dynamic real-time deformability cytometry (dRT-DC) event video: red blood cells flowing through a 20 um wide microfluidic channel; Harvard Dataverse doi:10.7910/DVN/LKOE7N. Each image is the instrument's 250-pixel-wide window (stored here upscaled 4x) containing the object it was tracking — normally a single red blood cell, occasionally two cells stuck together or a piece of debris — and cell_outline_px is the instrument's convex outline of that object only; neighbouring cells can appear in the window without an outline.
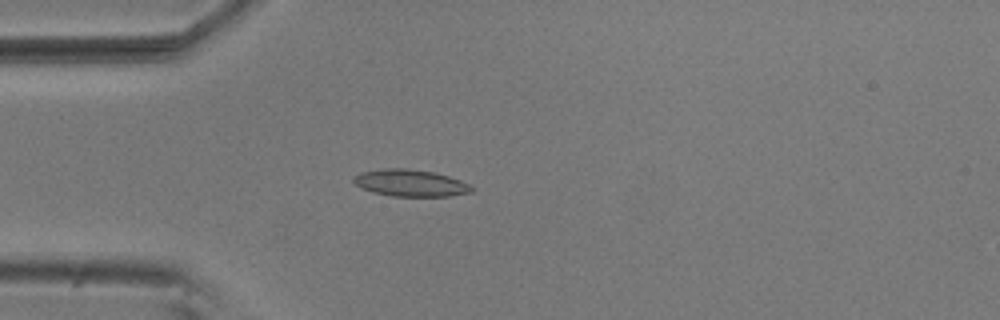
{"species": "common noctule bat (a hibernating species)", "species_latin": "Nyctalus noctula", "temperature_condition": "room temperature", "stored_images_in_passage": 1, "camera_frame_rate_fps": 3000, "um_per_image_px": 0.085, "animal": {"sex": "male", "body_mass_g": 20.5, "forearm_length_mm": 52.5}, "frame": {"image": 1, "passage_image": 1, "time_ms": 0.0, "image_size_px": [1000, 320], "cell_outline_px": [[476, 188], [472, 192], [448, 196], [392, 196], [372, 192], [356, 184], [352, 180], [360, 172], [384, 168], [408, 168], [432, 172], [448, 176], [460, 180]], "centroid_in_image_um": [34.91, 15.55], "position_along_channel_um": 50.1, "area_um2": 18.38}}